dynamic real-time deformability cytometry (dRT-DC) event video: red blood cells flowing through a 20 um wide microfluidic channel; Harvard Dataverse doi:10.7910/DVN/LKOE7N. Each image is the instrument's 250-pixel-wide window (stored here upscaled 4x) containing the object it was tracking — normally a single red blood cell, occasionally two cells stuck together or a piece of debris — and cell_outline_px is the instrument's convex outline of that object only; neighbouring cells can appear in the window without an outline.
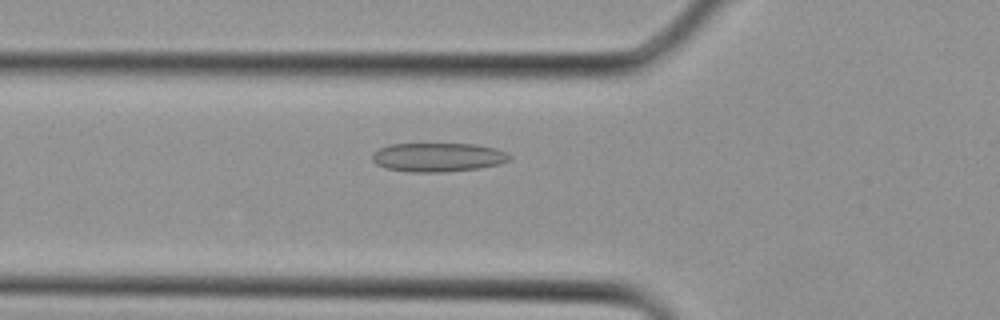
{"species": "Egyptian fruit bat (a non-hibernating species)", "species_latin": "Rousettus aegyptiacus", "temperature_condition": "cold", "stored_images_in_passage": 2, "camera_frame_rate_fps": 3000, "um_per_image_px": 0.085, "animal": {"sex": "female"}, "frame": {"image": 1, "passage_image": 2, "time_ms": 0.333, "image_size_px": [1000, 320], "cell_outline_px": [[512, 160], [500, 164], [480, 168], [444, 172], [412, 172], [384, 168], [376, 164], [372, 160], [372, 152], [388, 144], [476, 144], [496, 148], [512, 156]], "centroid_in_image_um": [37.23, 13.37], "position_along_channel_um": 88.6, "area_um2": 23.35}}